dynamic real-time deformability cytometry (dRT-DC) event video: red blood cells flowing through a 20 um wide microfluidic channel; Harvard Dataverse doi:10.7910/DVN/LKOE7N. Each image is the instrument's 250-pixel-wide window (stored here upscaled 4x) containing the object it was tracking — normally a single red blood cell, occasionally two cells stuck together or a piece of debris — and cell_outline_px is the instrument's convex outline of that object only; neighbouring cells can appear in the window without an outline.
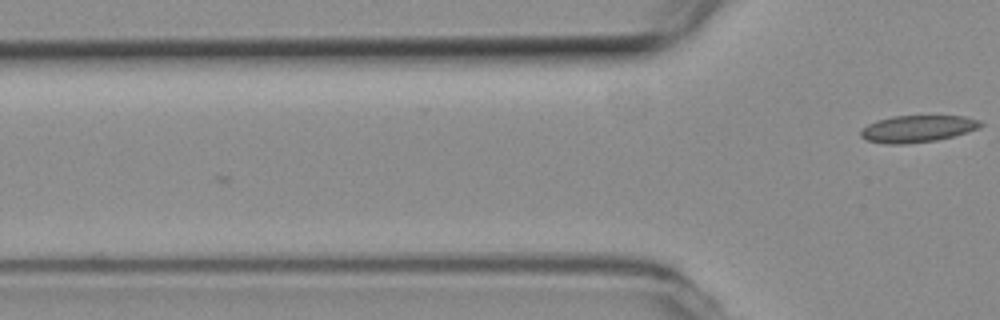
{"species": "common noctule bat (a hibernating species)", "species_latin": "Nyctalus noctula", "temperature_condition": "room temperature", "stored_images_in_passage": 4, "camera_frame_rate_fps": 3000, "um_per_image_px": 0.085, "animal": {"sex": "female", "body_mass_g": 19.3, "forearm_length_mm": 54.1}, "frame": {"image": 1, "passage_image": 4, "time_ms": 1.0, "image_size_px": [1000, 320], "cell_outline_px": [[984, 124], [976, 128], [952, 136], [936, 140], [900, 144], [888, 144], [868, 140], [860, 136], [860, 132], [868, 124], [876, 120], [892, 116], [964, 116], [980, 120]], "centroid_in_image_um": [77.96, 10.93], "position_along_channel_um": 47.8, "area_um2": 18.44}}